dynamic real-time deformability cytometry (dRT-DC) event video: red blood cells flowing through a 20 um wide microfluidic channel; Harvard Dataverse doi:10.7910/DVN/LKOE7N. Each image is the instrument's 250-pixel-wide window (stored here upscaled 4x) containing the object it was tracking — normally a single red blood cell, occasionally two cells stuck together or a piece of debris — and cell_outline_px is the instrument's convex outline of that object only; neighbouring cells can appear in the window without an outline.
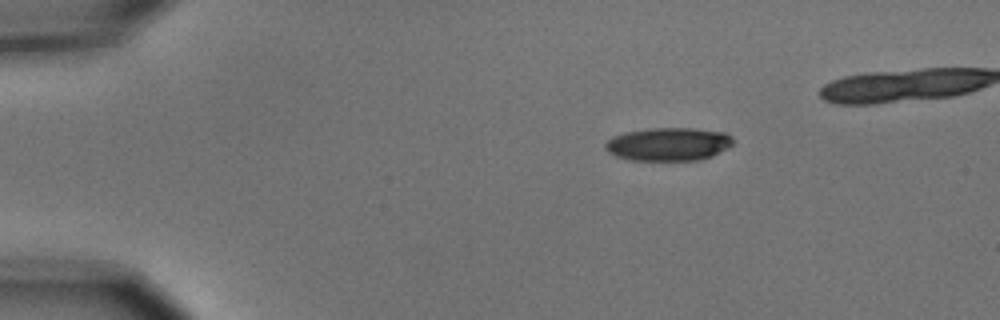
{"species": "common noctule bat (a hibernating species)", "species_latin": "Nyctalus noctula", "temperature_condition": "cold", "stored_images_in_passage": 2, "camera_frame_rate_fps": 3000, "um_per_image_px": 0.085, "animal": {"sex": "male", "body_mass_g": 15.6}, "frame": {"image": 1, "passage_image": 1, "time_ms": 0.0, "image_size_px": [1000, 320], "cell_outline_px": [[732, 144], [728, 148], [712, 156], [700, 160], [632, 160], [616, 156], [608, 152], [604, 148], [604, 144], [612, 136], [624, 132], [652, 128], [692, 128], [724, 132], [732, 136]], "centroid_in_image_um": [56.81, 12.25], "position_along_channel_um": 28.2, "area_um2": 24.8}}